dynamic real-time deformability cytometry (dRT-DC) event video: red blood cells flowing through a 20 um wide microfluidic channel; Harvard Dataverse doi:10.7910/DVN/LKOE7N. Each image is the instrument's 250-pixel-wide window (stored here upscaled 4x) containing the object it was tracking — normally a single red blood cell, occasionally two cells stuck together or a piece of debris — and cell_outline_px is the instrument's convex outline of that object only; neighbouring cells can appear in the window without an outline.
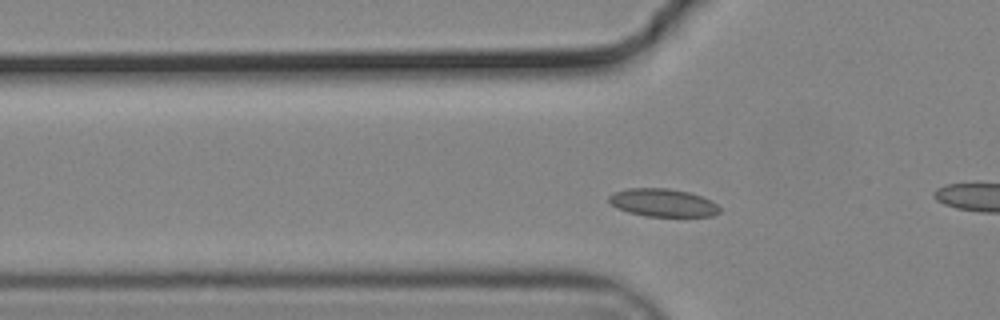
{"species": "common noctule bat (a hibernating species)", "species_latin": "Nyctalus noctula", "temperature_condition": "cold", "stored_images_in_passage": 48, "camera_frame_rate_fps": 3000, "um_per_image_px": 0.085, "animal": {"sex": "male", "body_mass_g": 19.2, "forearm_length_mm": 51.8}, "frame": {"image": 1, "passage_image": 14, "time_ms": 4.333, "image_size_px": [1000, 320], "cell_outline_px": [[720, 212], [712, 216], [648, 216], [628, 212], [616, 208], [608, 200], [608, 196], [612, 192], [628, 188], [668, 188], [688, 192], [712, 200], [720, 208]], "centroid_in_image_um": [56.32, 17.22], "position_along_channel_um": 69.5, "area_um2": 18.03}}
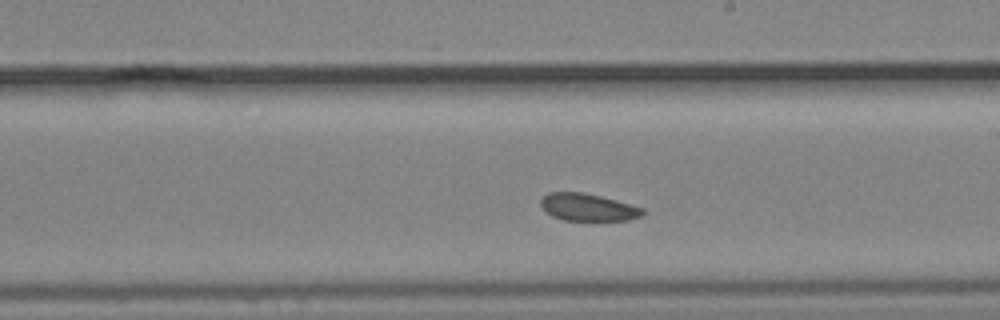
{"frame": {"image": 2, "passage_image": 28, "time_ms": 9.0, "image_size_px": [1000, 320], "cell_outline_px": [[644, 212], [640, 216], [628, 220], [564, 220], [552, 216], [544, 212], [540, 204], [540, 200], [548, 192], [584, 192], [616, 200], [644, 208]], "centroid_in_image_um": [49.93, 17.61], "position_along_channel_um": 239.1, "area_um2": 16.24}}
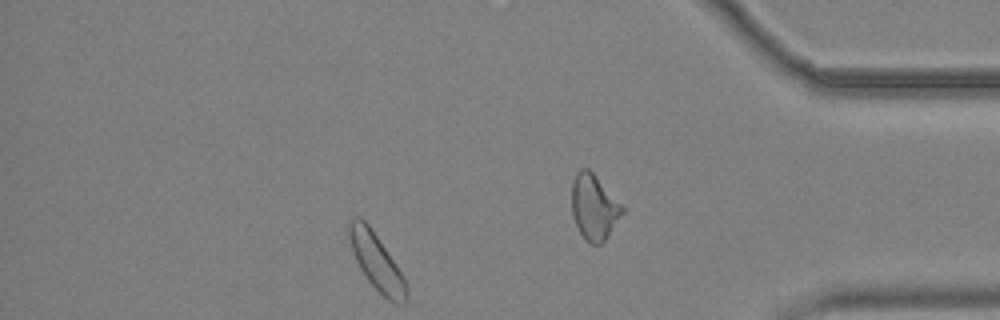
{"frame": {"image": 3, "passage_image": 45, "time_ms": 14.667, "image_size_px": [1000, 320], "cell_outline_px": [[408, 300], [404, 304], [396, 304], [388, 300], [368, 280], [360, 268], [352, 252], [348, 236], [348, 224], [352, 216], [360, 216], [368, 224], [404, 276], [408, 288]], "centroid_in_image_um": [32.01, 22.26], "position_along_channel_um": 403.2, "area_um2": 18.84}, "authors_computed_cell_mechanics": {"area_um2": 17.8891, "velocity_mm_per_s": 3.6515, "shape_relaxation_time_tau1_ms": null, "shape_relaxation_time_tau2_ms": 8.4774, "deformation_change_tau1": null, "deformation_change_tau2": 0.0918}}